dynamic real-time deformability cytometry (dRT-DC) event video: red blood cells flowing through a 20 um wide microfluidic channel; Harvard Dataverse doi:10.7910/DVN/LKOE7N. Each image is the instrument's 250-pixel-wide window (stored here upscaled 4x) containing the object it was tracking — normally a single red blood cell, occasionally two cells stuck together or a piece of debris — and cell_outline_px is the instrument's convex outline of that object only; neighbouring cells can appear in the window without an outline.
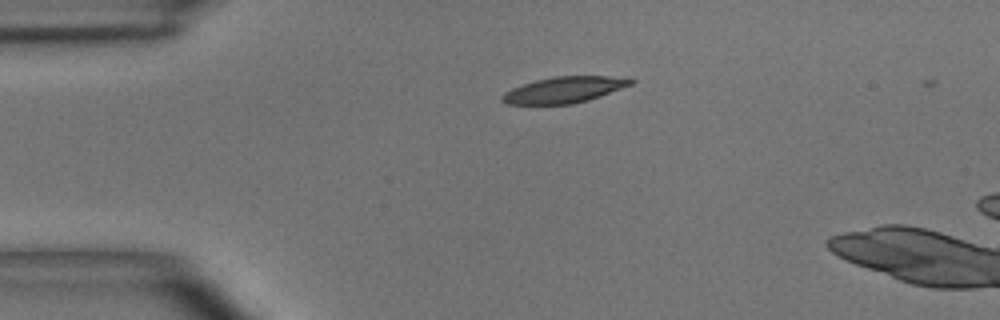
{"species": "common noctule bat (a hibernating species)", "species_latin": "Nyctalus noctula", "temperature_condition": "room temperature", "stored_images_in_passage": 39, "camera_frame_rate_fps": 3000, "um_per_image_px": 0.085, "animal": {"sex": "male", "body_mass_g": 15.6}, "frame": {"image": 1, "passage_image": 1, "time_ms": 0.0, "image_size_px": [1000, 320], "cell_outline_px": [[636, 80], [632, 84], [600, 96], [588, 100], [572, 104], [508, 104], [500, 100], [500, 96], [504, 92], [512, 88], [536, 80], [556, 76], [628, 76]], "centroid_in_image_um": [47.99, 7.62], "position_along_channel_um": 37.0, "area_um2": 19.65}}
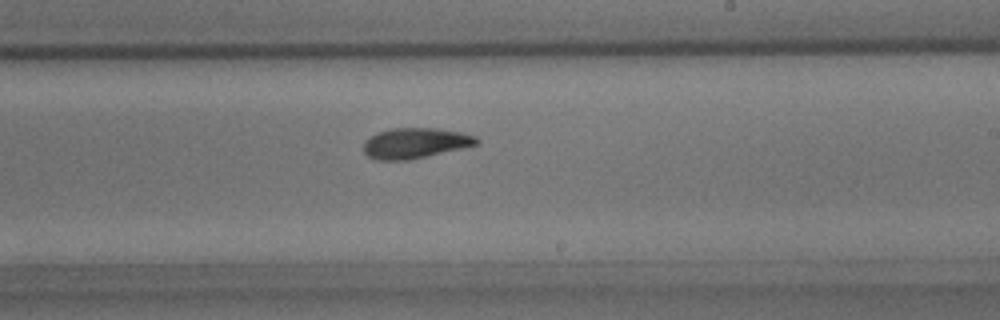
{"frame": {"image": 2, "passage_image": 20, "time_ms": 6.333, "image_size_px": [1000, 320], "cell_outline_px": [[480, 144], [408, 160], [376, 160], [368, 156], [364, 152], [364, 140], [376, 132], [392, 128], [436, 128], [460, 132], [476, 136], [480, 140]], "centroid_in_image_um": [35.28, 12.16], "position_along_channel_um": 253.7, "area_um2": 20.11}}
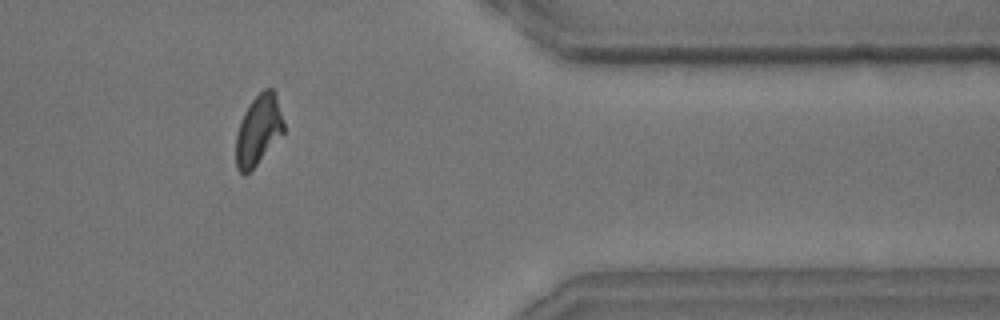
{"frame": {"image": 3, "passage_image": 32, "time_ms": 10.333, "image_size_px": [1000, 320], "cell_outline_px": [[284, 132], [256, 164], [244, 176], [236, 168], [236, 136], [240, 120], [244, 112], [252, 100], [264, 88], [272, 88], [276, 92], [284, 124]], "centroid_in_image_um": [21.96, 11.03], "position_along_channel_um": 389.4, "area_um2": 19.36}, "authors_computed_cell_mechanics": {"area_um2": 19.9988, "velocity_mm_per_s": 3.9088, "shape_relaxation_time_tau1_ms": 3.9422, "shape_relaxation_time_tau2_ms": 4.0394, "deformation_change_tau1": 0.1468, "deformation_change_tau2": 0.112}}